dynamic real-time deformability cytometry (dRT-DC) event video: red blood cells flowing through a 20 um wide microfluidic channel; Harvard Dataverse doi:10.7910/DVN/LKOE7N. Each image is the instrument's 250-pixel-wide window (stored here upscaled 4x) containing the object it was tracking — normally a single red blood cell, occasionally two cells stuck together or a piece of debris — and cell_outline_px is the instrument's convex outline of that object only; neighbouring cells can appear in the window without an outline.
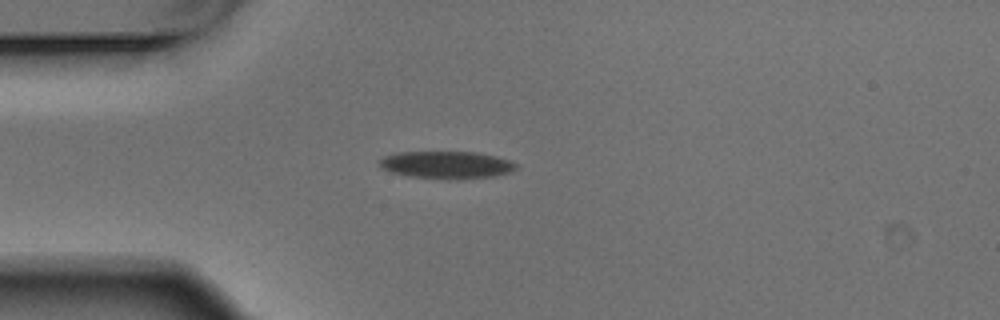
{"species": "Egyptian fruit bat (a non-hibernating species)", "species_latin": "Rousettus aegyptiacus", "temperature_condition": "warm", "stored_images_in_passage": 4, "camera_frame_rate_fps": 3000, "um_per_image_px": 0.085, "animal": {"sex": "male"}, "frame": {"image": 1, "passage_image": 4, "time_ms": 1.0, "image_size_px": [1000, 320], "cell_outline_px": [[516, 168], [508, 172], [492, 176], [460, 180], [456, 180], [408, 176], [392, 172], [380, 168], [380, 160], [384, 156], [396, 152], [476, 152], [496, 156], [508, 160], [516, 164]], "centroid_in_image_um": [37.92, 14.02], "position_along_channel_um": 47.1, "area_um2": 21.79}}